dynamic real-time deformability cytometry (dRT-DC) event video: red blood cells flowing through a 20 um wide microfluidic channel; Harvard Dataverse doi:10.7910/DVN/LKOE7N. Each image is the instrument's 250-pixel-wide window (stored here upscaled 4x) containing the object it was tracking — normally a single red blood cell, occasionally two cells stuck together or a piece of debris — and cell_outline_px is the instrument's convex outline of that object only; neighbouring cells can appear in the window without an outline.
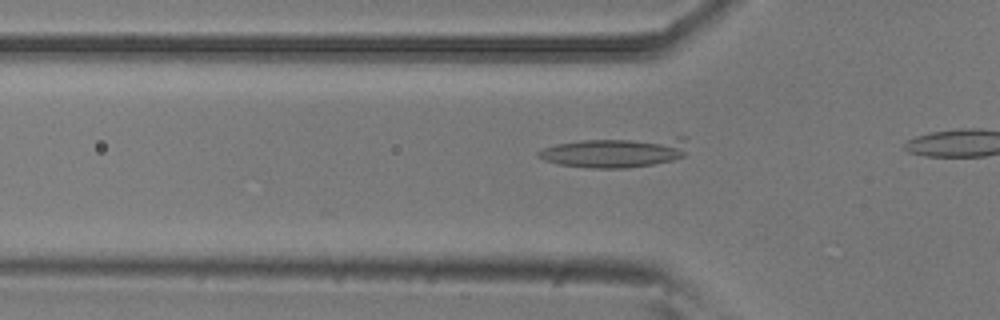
{"species": "common noctule bat (a hibernating species)", "species_latin": "Nyctalus noctula", "temperature_condition": "room temperature", "stored_images_in_passage": 5, "camera_frame_rate_fps": 3000, "um_per_image_px": 0.085, "animal": {"sex": "male", "body_mass_g": 20.5, "forearm_length_mm": 52.5}, "frame": {"image": 1, "passage_image": 2, "time_ms": 0.333, "image_size_px": [1000, 320], "cell_outline_px": [[688, 136], [684, 156], [672, 160], [652, 164], [628, 168], [592, 168], [560, 164], [544, 160], [536, 156], [536, 152], [544, 148], [556, 144], [580, 140], [676, 136]], "centroid_in_image_um": [52.35, 12.92], "position_along_channel_um": 73.5, "area_um2": 26.59}}
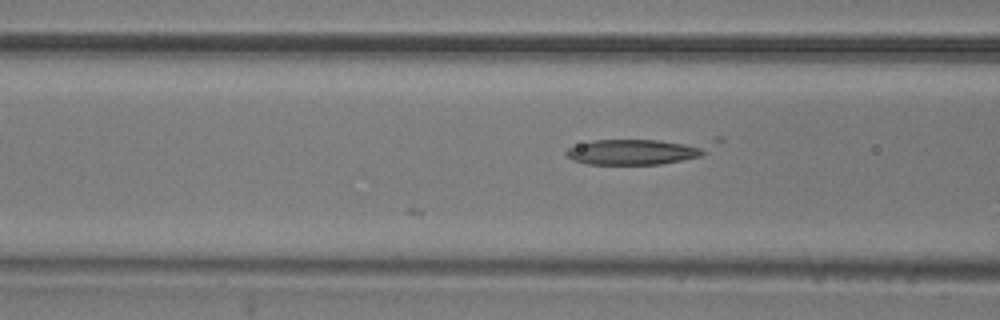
{"frame": {"image": 2, "passage_image": 5, "time_ms": 1.333, "image_size_px": [1000, 320], "cell_outline_px": [[724, 140], [700, 156], [660, 164], [588, 164], [572, 160], [564, 152], [568, 148], [592, 140], [712, 136], [724, 136]], "centroid_in_image_um": [54.57, 12.76], "position_along_channel_um": 112.0, "area_um2": 24.22}}